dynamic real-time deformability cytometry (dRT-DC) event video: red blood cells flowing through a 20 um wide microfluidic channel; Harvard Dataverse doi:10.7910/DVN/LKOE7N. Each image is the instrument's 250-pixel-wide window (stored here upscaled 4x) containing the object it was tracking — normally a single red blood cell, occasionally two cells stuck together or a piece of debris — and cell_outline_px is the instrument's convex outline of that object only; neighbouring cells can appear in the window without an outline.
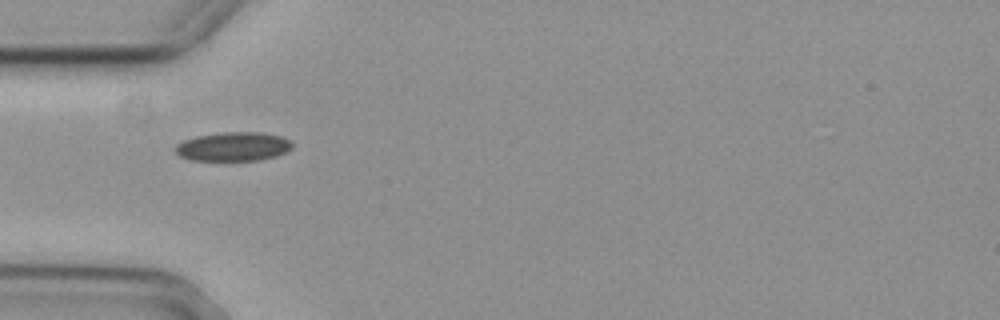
{"species": "common noctule bat (a hibernating species)", "species_latin": "Nyctalus noctula", "temperature_condition": "cold", "stored_images_in_passage": 1, "camera_frame_rate_fps": 3000, "um_per_image_px": 0.085, "animal": {"sex": "female", "body_mass_g": 29.2, "forearm_length_mm": 56.3}, "frame": {"image": 1, "passage_image": 1, "time_ms": 0.0, "image_size_px": [1000, 320], "cell_outline_px": [[292, 148], [276, 156], [260, 160], [188, 160], [180, 156], [176, 152], [176, 144], [184, 140], [196, 136], [224, 132], [260, 132], [280, 136], [292, 140]], "centroid_in_image_um": [19.83, 12.45], "position_along_channel_um": 65.2, "area_um2": 19.71}}